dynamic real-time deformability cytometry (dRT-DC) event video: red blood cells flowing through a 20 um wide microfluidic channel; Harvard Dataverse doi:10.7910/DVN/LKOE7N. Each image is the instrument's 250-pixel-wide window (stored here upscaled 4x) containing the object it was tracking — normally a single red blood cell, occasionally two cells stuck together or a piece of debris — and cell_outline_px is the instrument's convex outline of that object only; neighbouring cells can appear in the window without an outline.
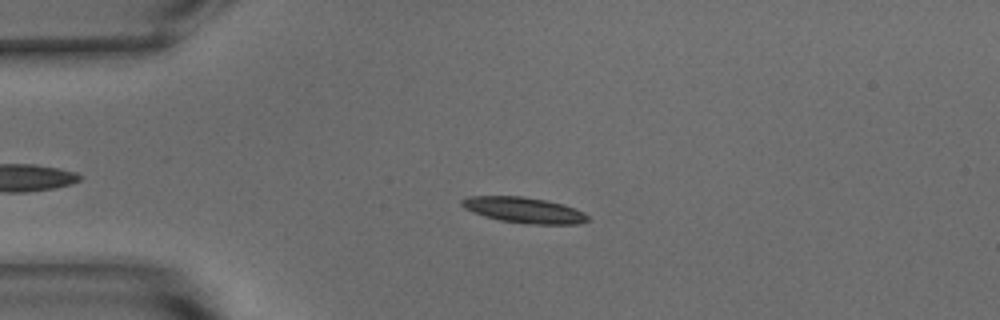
{"species": "common noctule bat (a hibernating species)", "species_latin": "Nyctalus noctula", "temperature_condition": "warm", "stored_images_in_passage": 48, "camera_frame_rate_fps": 3000, "um_per_image_px": 0.085, "animal": {"sex": "male", "body_mass_g": 15.6}, "frame": {"image": 1, "passage_image": 12, "time_ms": 3.667, "image_size_px": [1000, 320], "cell_outline_px": [[588, 220], [580, 224], [532, 224], [500, 220], [484, 216], [472, 212], [464, 208], [460, 204], [460, 200], [468, 196], [524, 196], [564, 204], [584, 212], [588, 216]], "centroid_in_image_um": [44.52, 17.85], "position_along_channel_um": 40.5, "area_um2": 18.9}}
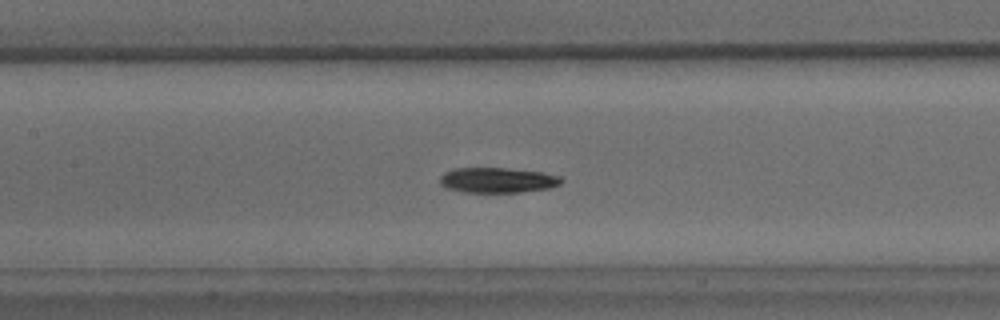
{"frame": {"image": 2, "passage_image": 24, "time_ms": 7.667, "image_size_px": [1000, 320], "cell_outline_px": [[564, 180], [560, 184], [548, 188], [520, 192], [464, 192], [444, 188], [440, 184], [440, 176], [444, 172], [452, 168], [504, 168], [540, 172], [560, 176]], "centroid_in_image_um": [42.24, 15.31], "position_along_channel_um": 165.2, "area_um2": 17.86}}
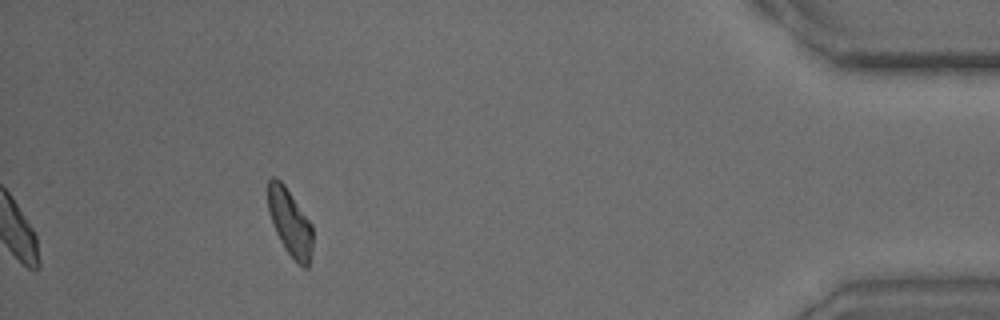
{"frame": {"image": 3, "passage_image": 48, "time_ms": 15.667, "image_size_px": [1000, 320], "cell_outline_px": [[312, 252], [308, 268], [304, 268], [284, 248], [276, 232], [268, 212], [268, 180], [272, 176], [276, 176], [284, 184], [312, 224]], "centroid_in_image_um": [24.64, 18.88], "position_along_channel_um": 410.6, "area_um2": 17.34}, "authors_computed_cell_mechanics": {"area_um2": 18.0914, "velocity_mm_per_s": 3.7843, "shape_relaxation_time_tau1_ms": 5.0156, "shape_relaxation_time_tau2_ms": 4.3863, "deformation_change_tau1": 0.1649, "deformation_change_tau2": 0.0881}}